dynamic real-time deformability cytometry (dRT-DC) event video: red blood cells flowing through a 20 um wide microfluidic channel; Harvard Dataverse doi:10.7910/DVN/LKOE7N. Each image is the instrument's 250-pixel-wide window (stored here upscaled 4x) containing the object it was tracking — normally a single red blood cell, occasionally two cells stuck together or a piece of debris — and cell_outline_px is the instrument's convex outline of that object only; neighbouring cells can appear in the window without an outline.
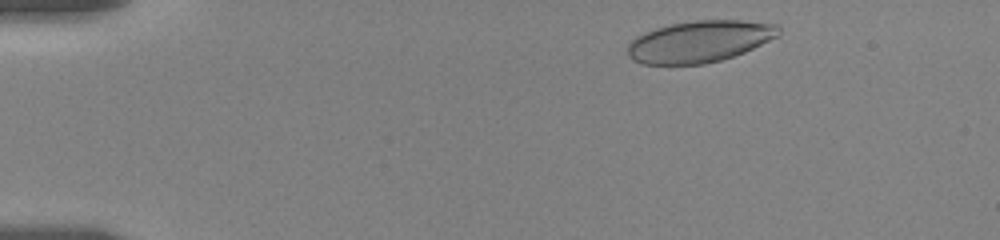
{"species": "human", "species_latin": "Homo sapiens", "temperature_condition": "room temperature", "stored_images_in_passage": 52, "camera_frame_rate_fps": 3000, "um_per_image_px": 0.085, "donor": {"sex": "female"}, "frame": {"image": 1, "passage_image": 3, "time_ms": 0.667, "image_size_px": [1000, 240], "cell_outline_px": [[780, 36], [744, 52], [720, 60], [704, 64], [644, 64], [632, 60], [628, 56], [628, 44], [636, 36], [644, 32], [668, 24], [696, 20], [740, 20], [776, 24], [780, 28]], "centroid_in_image_um": [59.46, 3.52], "position_along_channel_um": 25.5, "area_um2": 36.7}}
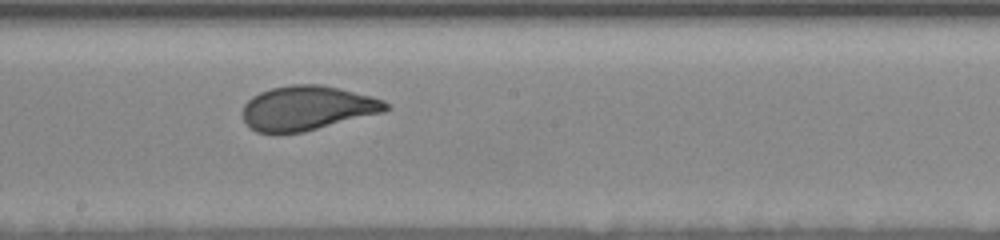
{"frame": {"image": 2, "passage_image": 27, "time_ms": 8.667, "image_size_px": [1000, 240], "cell_outline_px": [[392, 108], [384, 112], [304, 132], [256, 132], [248, 128], [244, 120], [244, 104], [252, 96], [260, 92], [272, 88], [292, 84], [320, 84], [340, 88], [372, 96], [384, 100]], "centroid_in_image_um": [26.15, 9.18], "position_along_channel_um": 222.1, "area_um2": 37.11}}
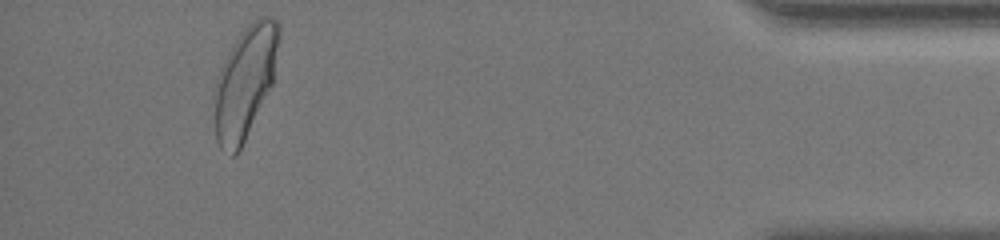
{"frame": {"image": 3, "passage_image": 48, "time_ms": 15.667, "image_size_px": [1000, 240], "cell_outline_px": [[280, 36], [272, 84], [236, 156], [232, 156], [220, 148], [216, 140], [212, 96], [212, 92], [216, 76], [228, 52], [240, 32], [256, 16], [272, 16], [280, 24]], "centroid_in_image_um": [20.79, 6.94], "position_along_channel_um": 414.4, "area_um2": 42.54}, "authors_computed_cell_mechanics": {"area_um2": 37.57, "velocity_mm_per_s": 3.5148, "shape_relaxation_time_tau1_ms": 3.6217, "shape_relaxation_time_tau2_ms": null, "deformation_change_tau1": 0.1491, "deformation_change_tau2": null}}